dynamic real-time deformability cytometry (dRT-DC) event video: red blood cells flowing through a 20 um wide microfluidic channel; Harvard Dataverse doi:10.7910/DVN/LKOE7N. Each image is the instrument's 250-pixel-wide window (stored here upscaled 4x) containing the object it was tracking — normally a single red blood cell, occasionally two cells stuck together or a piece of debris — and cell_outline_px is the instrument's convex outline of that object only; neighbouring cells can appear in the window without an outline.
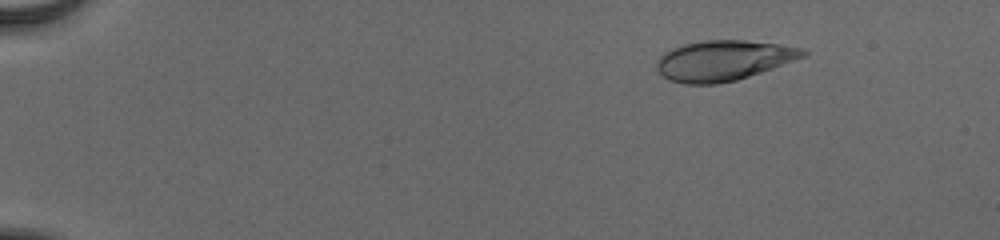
{"species": "human", "species_latin": "Homo sapiens", "temperature_condition": "cold", "stored_images_in_passage": 48, "camera_frame_rate_fps": 3000, "um_per_image_px": 0.085, "donor": {"sex": "male"}, "frame": {"image": 1, "passage_image": 1, "time_ms": 0.0, "image_size_px": [1000, 240], "cell_outline_px": [[808, 56], [736, 80], [716, 84], [684, 84], [672, 80], [664, 76], [656, 68], [656, 60], [664, 52], [672, 48], [684, 44], [704, 40], [744, 40], [776, 44], [804, 48], [808, 52]], "centroid_in_image_um": [61.5, 5.13], "position_along_channel_um": 23.5, "area_um2": 34.22}}
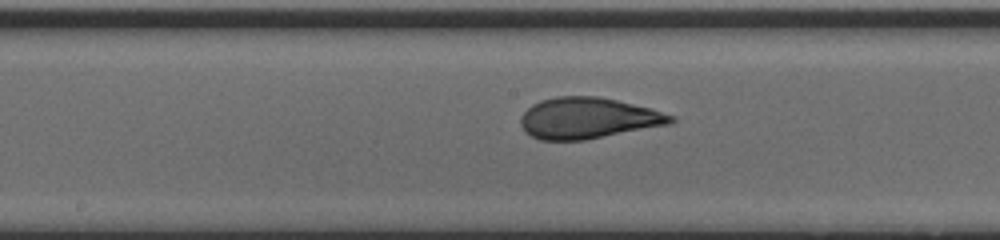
{"frame": {"image": 2, "passage_image": 24, "time_ms": 7.667, "image_size_px": [1000, 240], "cell_outline_px": [[676, 120], [672, 124], [584, 140], [540, 140], [524, 132], [520, 124], [520, 116], [532, 104], [540, 100], [556, 96], [596, 96], [616, 100], [652, 108], [676, 116]], "centroid_in_image_um": [49.99, 10.04], "position_along_channel_um": 198.2, "area_um2": 36.24}}
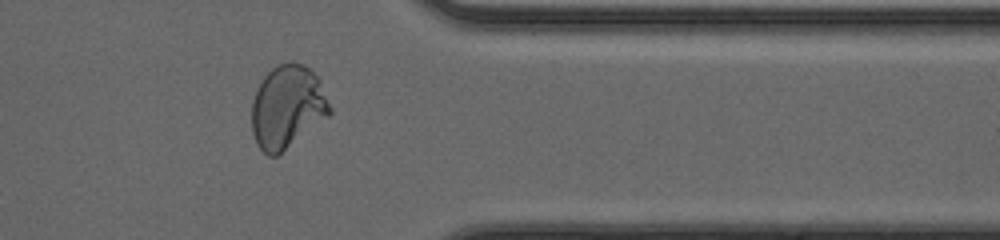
{"frame": {"image": 3, "passage_image": 39, "time_ms": 12.667, "image_size_px": [1000, 240], "cell_outline_px": [[332, 112], [328, 116], [276, 156], [268, 156], [256, 144], [252, 132], [252, 100], [264, 76], [272, 68], [280, 64], [304, 64], [320, 80], [332, 108]], "centroid_in_image_um": [24.42, 9.1], "position_along_channel_um": 387.0, "area_um2": 37.22}, "authors_computed_cell_mechanics": {"area_um2": 35.6626, "velocity_mm_per_s": 3.8994, "shape_relaxation_time_tau1_ms": 8.4343, "shape_relaxation_time_tau2_ms": null, "deformation_change_tau1": 0.2851, "deformation_change_tau2": null}}